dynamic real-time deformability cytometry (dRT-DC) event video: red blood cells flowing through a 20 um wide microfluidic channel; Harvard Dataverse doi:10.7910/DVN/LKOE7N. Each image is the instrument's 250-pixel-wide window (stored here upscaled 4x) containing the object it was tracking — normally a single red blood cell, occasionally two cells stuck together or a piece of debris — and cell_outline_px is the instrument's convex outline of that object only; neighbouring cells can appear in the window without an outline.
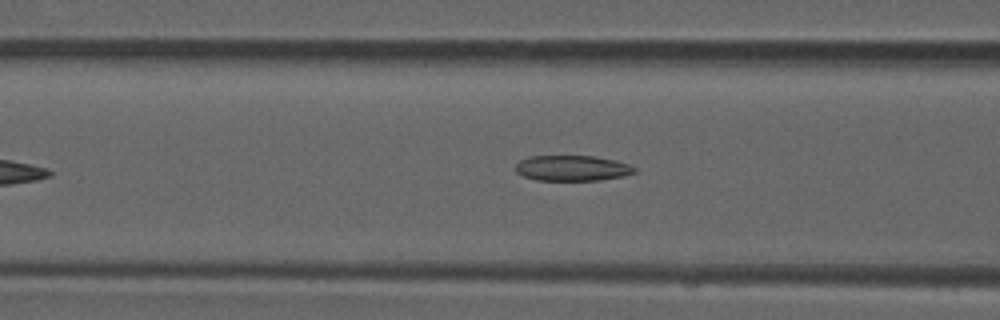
{"species": "common noctule bat (a hibernating species)", "species_latin": "Nyctalus noctula", "temperature_condition": "room temperature", "stored_images_in_passage": 37, "camera_frame_rate_fps": 3000, "um_per_image_px": 0.085, "animal": {"sex": "male", "forearm_length_mm": 52.5}, "frame": {"image": 1, "passage_image": 8, "time_ms": 2.333, "image_size_px": [1000, 320], "cell_outline_px": [[636, 172], [620, 176], [600, 180], [536, 180], [524, 176], [516, 172], [516, 164], [520, 160], [528, 156], [596, 156], [616, 160], [628, 164], [636, 168]], "centroid_in_image_um": [48.62, 14.28], "position_along_channel_um": 118.0, "area_um2": 17.63}}
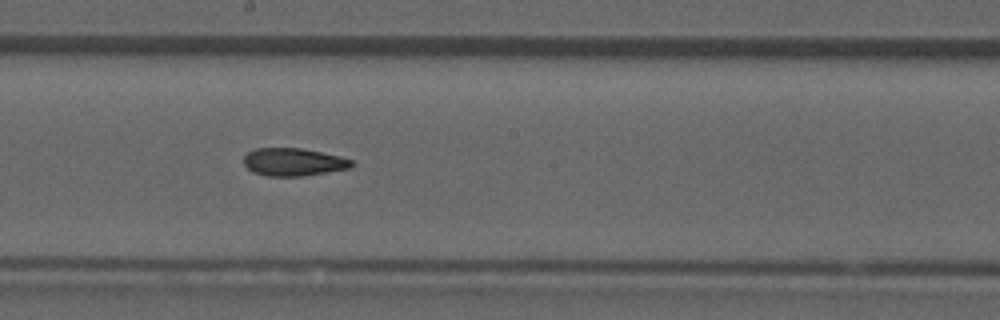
{"frame": {"image": 2, "passage_image": 16, "time_ms": 5.0, "image_size_px": [1000, 320], "cell_outline_px": [[356, 164], [352, 168], [328, 172], [300, 176], [268, 176], [252, 172], [244, 164], [244, 156], [248, 152], [256, 148], [300, 148], [340, 156], [352, 160]], "centroid_in_image_um": [24.97, 13.77], "position_along_channel_um": 223.2, "area_um2": 17.51}}
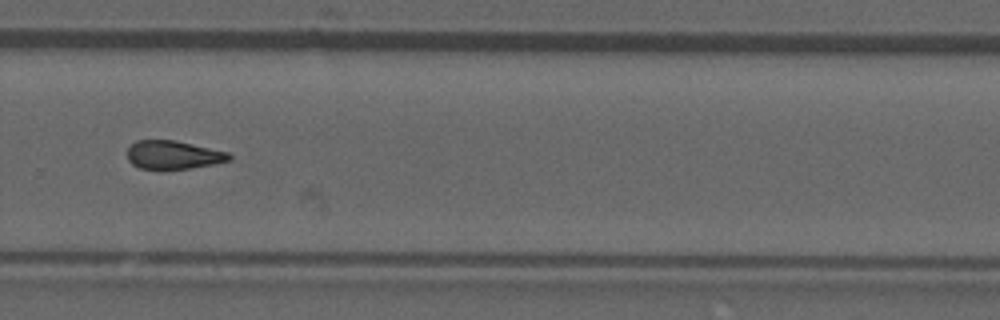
{"frame": {"image": 3, "passage_image": 23, "time_ms": 7.333, "image_size_px": [1000, 320], "cell_outline_px": [[232, 160], [192, 168], [160, 172], [140, 168], [132, 164], [128, 160], [128, 148], [136, 140], [176, 140], [228, 152], [232, 156]], "centroid_in_image_um": [14.71, 13.2], "position_along_channel_um": 315.1, "area_um2": 17.46}, "authors_computed_cell_mechanics": {"area_um2": 17.5134, "velocity_mm_per_s": 3.9521, "shape_relaxation_time_tau1_ms": null, "shape_relaxation_time_tau2_ms": 3.682, "deformation_change_tau1": null, "deformation_change_tau2": 0.1181}}